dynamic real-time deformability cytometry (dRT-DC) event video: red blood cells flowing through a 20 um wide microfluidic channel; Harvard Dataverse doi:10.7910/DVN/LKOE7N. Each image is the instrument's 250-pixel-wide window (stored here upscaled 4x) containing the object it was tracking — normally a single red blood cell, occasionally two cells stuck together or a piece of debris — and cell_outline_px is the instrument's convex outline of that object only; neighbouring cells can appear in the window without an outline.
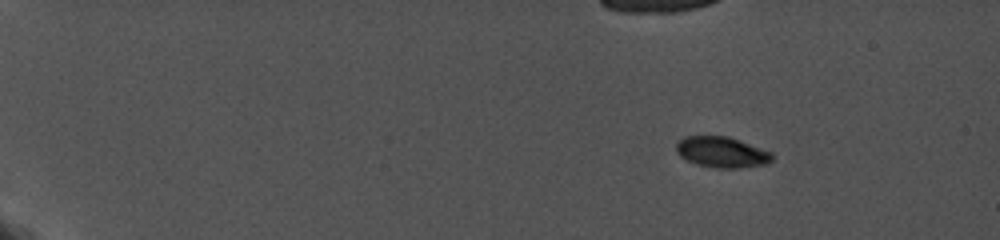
{"species": "common noctule bat (a hibernating species)", "species_latin": "Nyctalus noctula", "temperature_condition": "cold", "stored_images_in_passage": 11, "camera_frame_rate_fps": 5000, "um_per_image_px": 0.085, "animal": {"sex": "female", "body_mass_g": 19.0, "forearm_length_mm": 56.7}, "frame": {"image": 1, "passage_image": 4, "time_ms": 3.2, "image_size_px": [1000, 240], "cell_outline_px": [[772, 160], [764, 164], [740, 168], [716, 168], [696, 164], [680, 156], [676, 152], [676, 144], [684, 136], [728, 136], [740, 140], [772, 152]], "centroid_in_image_um": [61.34, 12.93], "position_along_channel_um": 23.7, "area_um2": 17.17}}